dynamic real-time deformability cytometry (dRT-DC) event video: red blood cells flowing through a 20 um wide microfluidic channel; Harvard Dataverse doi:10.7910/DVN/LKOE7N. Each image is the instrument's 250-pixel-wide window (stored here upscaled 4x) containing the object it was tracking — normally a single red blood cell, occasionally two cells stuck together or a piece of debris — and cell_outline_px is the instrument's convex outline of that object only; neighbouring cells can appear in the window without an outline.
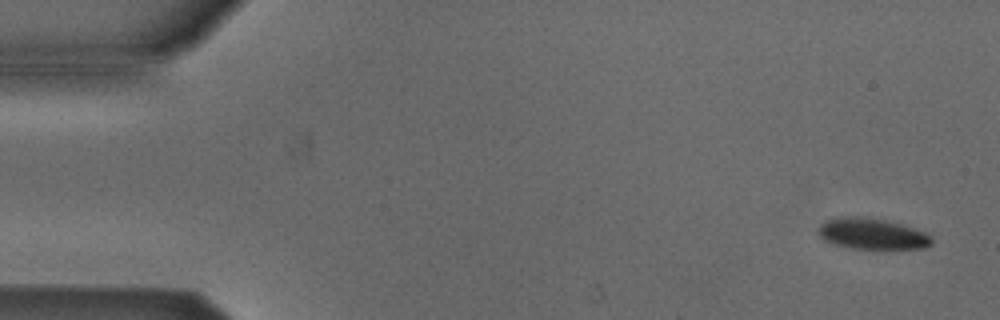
{"species": "Egyptian fruit bat (a non-hibernating species)", "species_latin": "Rousettus aegyptiacus", "temperature_condition": "cold", "stored_images_in_passage": 5, "segment_of_instrument_passage": [1, 2], "camera_frame_rate_fps": 3000, "um_per_image_px": 0.085, "animal": {"sex": "male"}, "frame": {"image": 1, "passage_image": 1, "time_ms": 0.0, "image_size_px": [1000, 320], "cell_outline_px": [[932, 244], [924, 248], [852, 248], [832, 244], [824, 240], [816, 232], [820, 224], [824, 220], [836, 216], [864, 216], [884, 220], [900, 224], [928, 232], [932, 236]], "centroid_in_image_um": [74.09, 19.85], "position_along_channel_um": 10.9, "area_um2": 20.75}}
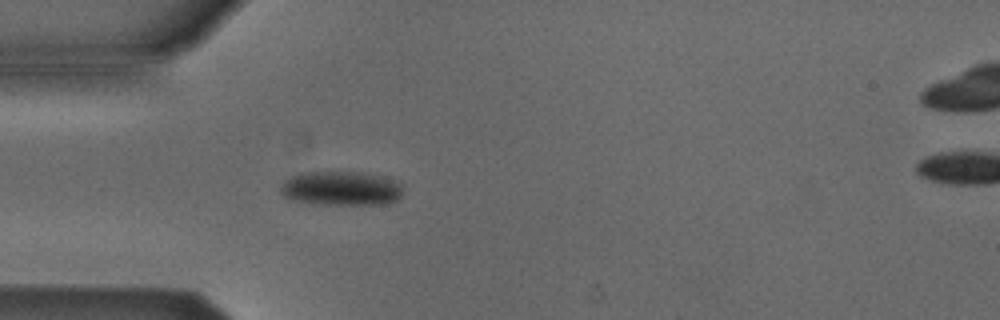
{"frame": {"image": 2, "passage_image": 4, "time_ms": 1.0, "image_size_px": [1000, 320], "cell_outline_px": [[404, 184], [400, 196], [396, 200], [388, 204], [312, 204], [292, 200], [284, 196], [280, 192], [280, 184], [284, 180], [300, 172], [360, 172], [380, 176]], "centroid_in_image_um": [28.96, 16.02], "position_along_channel_um": 56.0, "area_um2": 24.62}}